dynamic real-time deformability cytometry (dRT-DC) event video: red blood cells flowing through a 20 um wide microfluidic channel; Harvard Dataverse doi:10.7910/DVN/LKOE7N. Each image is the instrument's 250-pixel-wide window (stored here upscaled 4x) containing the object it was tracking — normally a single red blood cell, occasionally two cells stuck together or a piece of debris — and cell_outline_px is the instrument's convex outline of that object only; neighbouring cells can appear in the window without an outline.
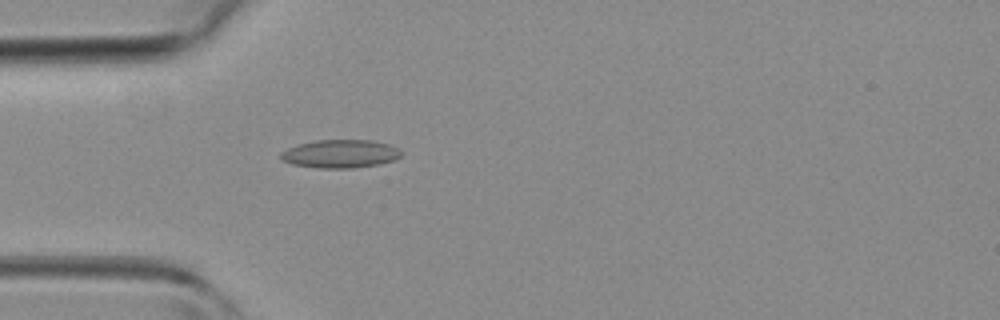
{"species": "common noctule bat (a hibernating species)", "species_latin": "Nyctalus noctula", "temperature_condition": "room temperature", "stored_images_in_passage": 29, "camera_frame_rate_fps": 3000, "um_per_image_px": 0.085, "animal": {"sex": "female", "body_mass_g": 19.3, "forearm_length_mm": 54.1}, "frame": {"image": 1, "passage_image": 2, "time_ms": 0.333, "image_size_px": [1000, 320], "cell_outline_px": [[404, 152], [396, 160], [380, 164], [352, 168], [320, 168], [292, 164], [284, 160], [280, 156], [280, 152], [296, 144], [316, 140], [368, 140], [388, 144], [400, 148]], "centroid_in_image_um": [28.96, 13.07], "position_along_channel_um": 56.0, "area_um2": 19.94}}
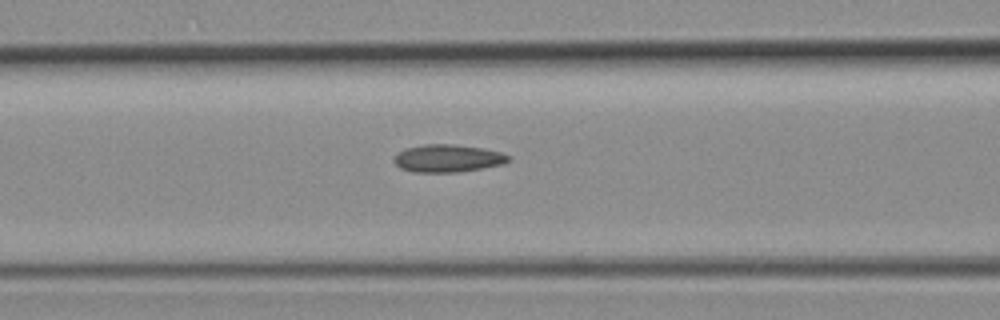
{"frame": {"image": 2, "passage_image": 7, "time_ms": 2.0, "image_size_px": [1000, 320], "cell_outline_px": [[512, 160], [504, 164], [460, 172], [412, 172], [400, 168], [392, 160], [404, 148], [424, 144], [452, 144], [480, 148], [500, 152], [508, 156]], "centroid_in_image_um": [38.05, 13.46], "position_along_channel_um": 128.6, "area_um2": 18.38}}
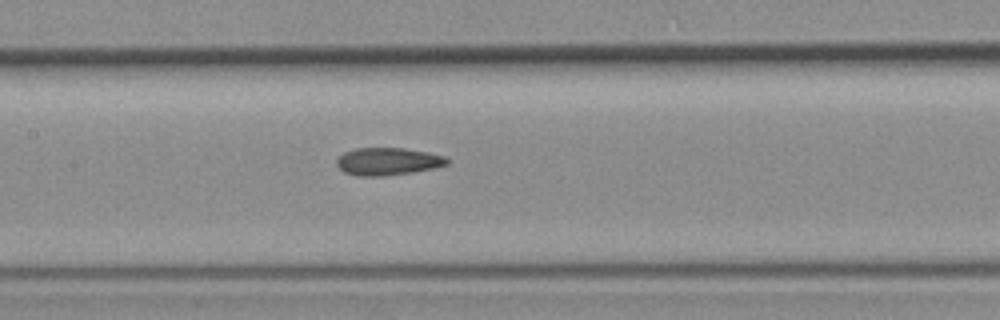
{"frame": {"image": 3, "passage_image": 10, "time_ms": 3.0, "image_size_px": [1000, 320], "cell_outline_px": [[448, 164], [432, 168], [412, 172], [380, 176], [356, 176], [344, 172], [336, 164], [336, 160], [344, 152], [356, 148], [404, 148], [428, 152], [444, 156], [448, 160]], "centroid_in_image_um": [32.93, 13.72], "position_along_channel_um": 174.5, "area_um2": 17.57}}